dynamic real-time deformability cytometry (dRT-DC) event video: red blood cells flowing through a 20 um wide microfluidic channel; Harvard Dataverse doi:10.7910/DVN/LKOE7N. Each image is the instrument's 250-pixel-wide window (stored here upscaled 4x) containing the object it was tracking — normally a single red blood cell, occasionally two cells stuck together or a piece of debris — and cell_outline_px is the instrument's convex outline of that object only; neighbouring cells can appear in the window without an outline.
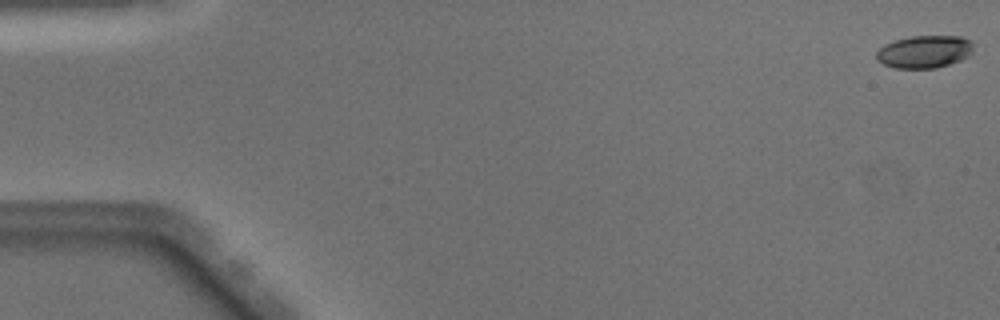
{"species": "Egyptian fruit bat (a non-hibernating species)", "species_latin": "Rousettus aegyptiacus", "temperature_condition": "warm", "stored_images_in_passage": 41, "camera_frame_rate_fps": 3000, "um_per_image_px": 0.085, "animal": {"sex": "male"}, "frame": {"image": 1, "passage_image": 1, "time_ms": 0.0, "image_size_px": [1000, 320], "cell_outline_px": [[972, 52], [968, 56], [960, 60], [936, 68], [896, 68], [884, 64], [876, 60], [876, 52], [884, 44], [908, 36], [960, 36], [968, 40], [972, 44]], "centroid_in_image_um": [78.54, 4.39], "position_along_channel_um": 6.5, "area_um2": 18.32}}
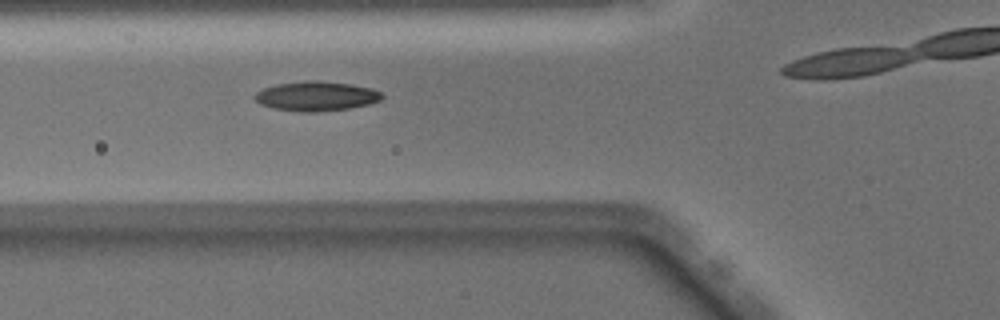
{"frame": {"image": 2, "passage_image": 19, "time_ms": 6.0, "image_size_px": [1000, 320], "cell_outline_px": [[384, 96], [380, 100], [368, 104], [348, 108], [316, 112], [300, 112], [272, 108], [260, 104], [252, 96], [256, 92], [264, 88], [276, 84], [312, 80], [316, 80], [352, 84], [372, 88], [380, 92]], "centroid_in_image_um": [26.86, 8.17], "position_along_channel_um": 98.9, "area_um2": 21.91}}
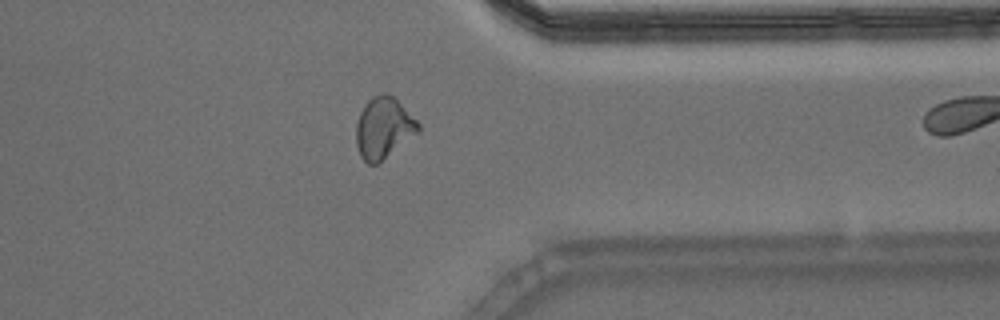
{"frame": {"image": 3, "passage_image": 40, "time_ms": 13.0, "image_size_px": [1000, 320], "cell_outline_px": [[420, 132], [376, 164], [368, 164], [360, 156], [356, 144], [356, 124], [360, 112], [364, 104], [372, 96], [384, 92], [392, 96], [420, 124]], "centroid_in_image_um": [32.58, 10.87], "position_along_channel_um": 378.8, "area_um2": 21.96}}